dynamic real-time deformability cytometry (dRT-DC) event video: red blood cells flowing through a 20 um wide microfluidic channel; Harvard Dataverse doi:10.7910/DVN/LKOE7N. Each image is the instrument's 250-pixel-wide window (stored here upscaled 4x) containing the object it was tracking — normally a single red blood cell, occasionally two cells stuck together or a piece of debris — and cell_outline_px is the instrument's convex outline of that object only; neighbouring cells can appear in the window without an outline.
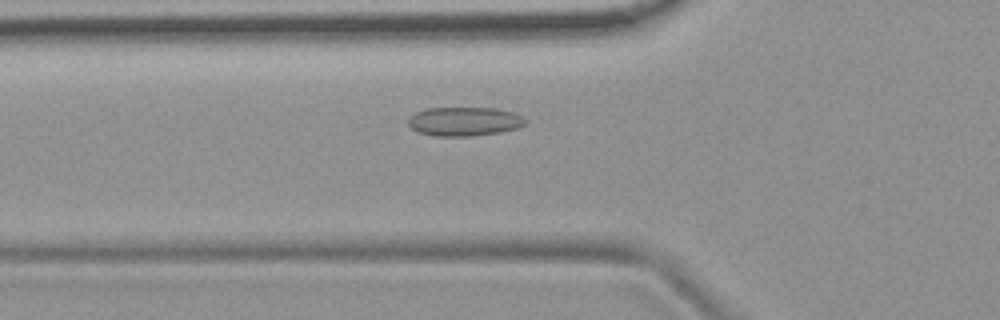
{"species": "common noctule bat (a hibernating species)", "species_latin": "Nyctalus noctula", "temperature_condition": "room temperature", "stored_images_in_passage": 44, "camera_frame_rate_fps": 3000, "um_per_image_px": 0.085, "animal": {"sex": "female", "body_mass_g": 19.9}, "frame": {"image": 1, "passage_image": 10, "time_ms": 3.0, "image_size_px": [1000, 320], "cell_outline_px": [[528, 120], [524, 124], [516, 128], [500, 132], [472, 136], [436, 136], [416, 132], [408, 124], [408, 116], [416, 112], [428, 108], [496, 108], [512, 112]], "centroid_in_image_um": [39.43, 10.32], "position_along_channel_um": 86.4, "area_um2": 19.77}}
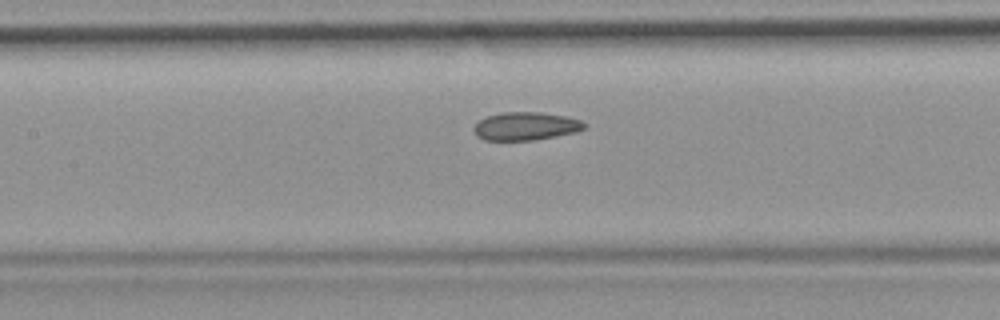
{"frame": {"image": 2, "passage_image": 16, "time_ms": 5.0, "image_size_px": [1000, 320], "cell_outline_px": [[588, 124], [584, 128], [576, 132], [536, 140], [484, 140], [476, 136], [472, 128], [480, 120], [488, 116], [500, 112], [540, 112], [564, 116], [580, 120]], "centroid_in_image_um": [44.67, 10.73], "position_along_channel_um": 162.7, "area_um2": 18.15}}
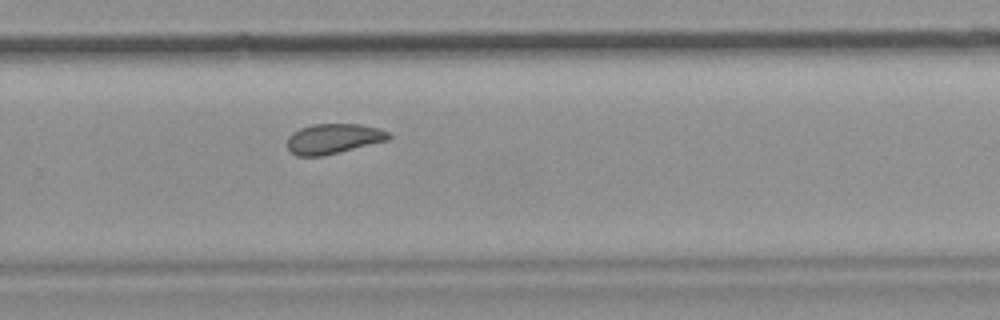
{"frame": {"image": 3, "passage_image": 27, "time_ms": 8.667, "image_size_px": [1000, 320], "cell_outline_px": [[392, 136], [388, 140], [320, 156], [296, 156], [288, 148], [288, 136], [292, 132], [300, 128], [312, 124], [360, 124], [376, 128], [388, 132]], "centroid_in_image_um": [28.31, 11.78], "position_along_channel_um": 301.5, "area_um2": 17.51}, "authors_computed_cell_mechanics": {"area_um2": 18.5249, "velocity_mm_per_s": 3.8043, "shape_relaxation_time_tau1_ms": null, "shape_relaxation_time_tau2_ms": 1.6807, "deformation_change_tau1": null, "deformation_change_tau2": 0.0761}}